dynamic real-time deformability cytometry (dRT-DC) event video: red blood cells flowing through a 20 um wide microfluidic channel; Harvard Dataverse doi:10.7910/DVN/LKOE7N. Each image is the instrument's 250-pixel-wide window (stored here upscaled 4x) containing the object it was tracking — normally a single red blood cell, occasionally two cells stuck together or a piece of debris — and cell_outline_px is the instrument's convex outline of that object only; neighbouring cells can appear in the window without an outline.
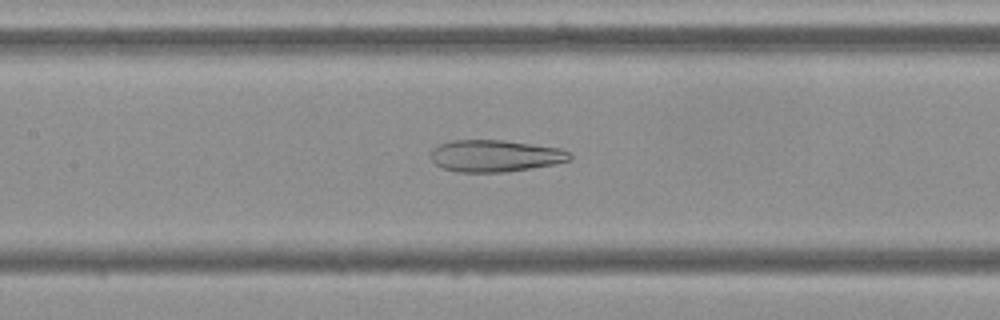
{"species": "Egyptian fruit bat (a non-hibernating species)", "species_latin": "Rousettus aegyptiacus", "temperature_condition": "cold", "stored_images_in_passage": 54, "camera_frame_rate_fps": 3000, "um_per_image_px": 0.085, "frame": {"image": 1, "passage_image": 25, "time_ms": 8.0, "image_size_px": [1000, 320], "cell_outline_px": [[572, 156], [568, 160], [552, 164], [532, 168], [504, 172], [456, 172], [444, 168], [436, 164], [432, 160], [432, 148], [440, 144], [452, 140], [504, 140], [560, 148], [572, 152]], "centroid_in_image_um": [42.09, 13.24], "position_along_channel_um": 165.3, "area_um2": 25.72}}
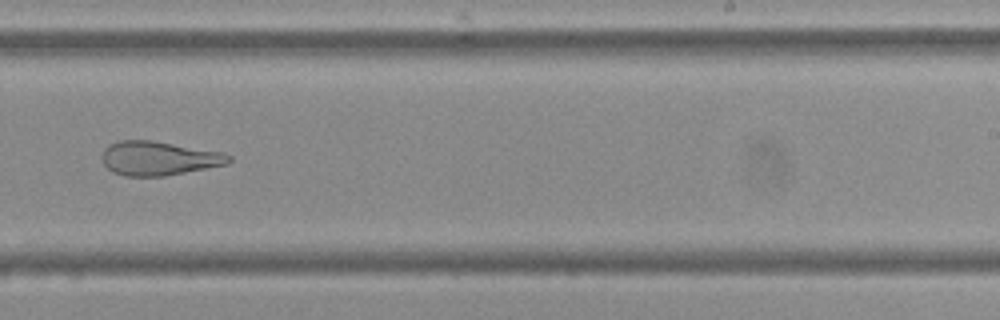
{"frame": {"image": 2, "passage_image": 34, "time_ms": 11.0, "image_size_px": [1000, 320], "cell_outline_px": [[232, 160], [228, 164], [164, 176], [124, 176], [112, 172], [104, 164], [100, 156], [104, 148], [108, 144], [120, 140], [152, 140], [224, 152], [232, 156]], "centroid_in_image_um": [13.48, 13.45], "position_along_channel_um": 275.5, "area_um2": 25.43}}
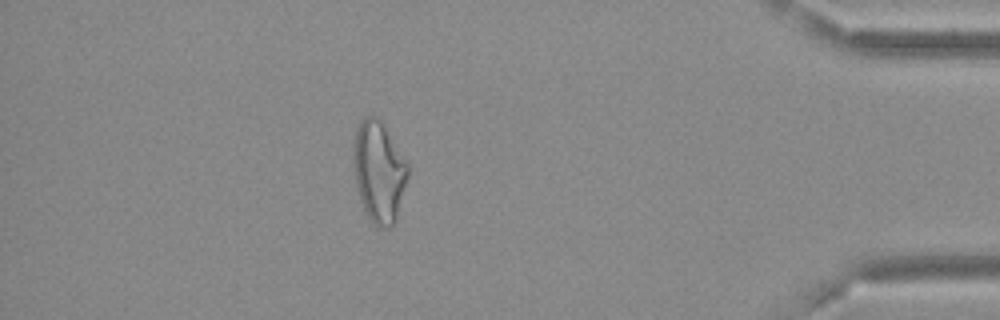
{"frame": {"image": 3, "passage_image": 48, "time_ms": 15.667, "image_size_px": [1000, 320], "cell_outline_px": [[408, 176], [396, 220], [392, 228], [376, 228], [372, 224], [360, 200], [356, 184], [352, 148], [356, 128], [360, 120], [364, 116], [376, 116], [380, 120], [408, 164]], "centroid_in_image_um": [32.19, 14.62], "position_along_channel_um": 403.0, "area_um2": 32.08}}